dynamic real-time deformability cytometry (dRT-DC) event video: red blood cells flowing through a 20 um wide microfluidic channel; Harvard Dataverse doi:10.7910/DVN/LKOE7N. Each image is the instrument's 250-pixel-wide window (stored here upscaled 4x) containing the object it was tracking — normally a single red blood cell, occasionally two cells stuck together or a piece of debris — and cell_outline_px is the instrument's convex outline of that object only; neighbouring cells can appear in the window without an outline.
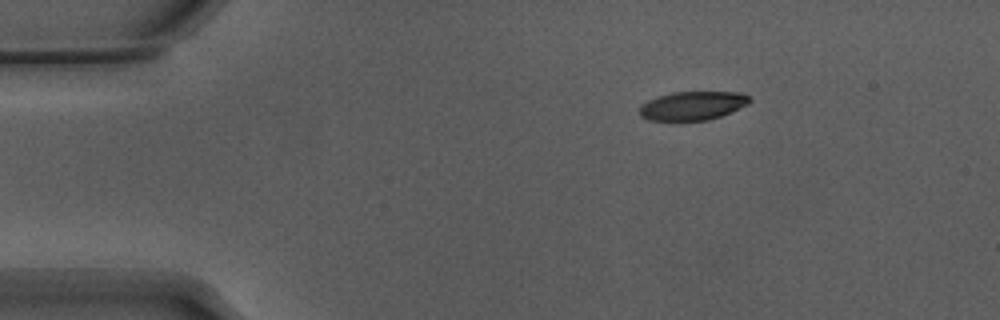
{"species": "Egyptian fruit bat (a non-hibernating species)", "species_latin": "Rousettus aegyptiacus", "temperature_condition": "warm", "stored_images_in_passage": 30, "camera_frame_rate_fps": 3000, "um_per_image_px": 0.085, "animal": {"sex": "male"}, "frame": {"image": 1, "passage_image": 1, "time_ms": 0.0, "image_size_px": [1000, 320], "cell_outline_px": [[752, 100], [748, 104], [720, 116], [708, 120], [648, 120], [640, 116], [640, 104], [648, 100], [672, 92], [740, 92], [748, 96]], "centroid_in_image_um": [58.86, 8.98], "position_along_channel_um": 26.1, "area_um2": 18.26}}
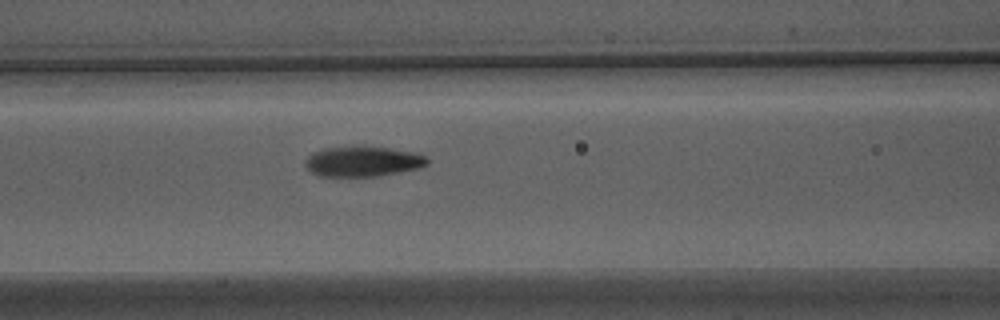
{"frame": {"image": 2, "passage_image": 15, "time_ms": 4.667, "image_size_px": [1000, 320], "cell_outline_px": [[428, 164], [420, 168], [372, 176], [320, 176], [312, 172], [304, 164], [304, 160], [312, 152], [324, 148], [364, 144], [416, 152], [424, 156], [428, 160]], "centroid_in_image_um": [30.82, 13.68], "position_along_channel_um": 135.8, "area_um2": 21.85}}
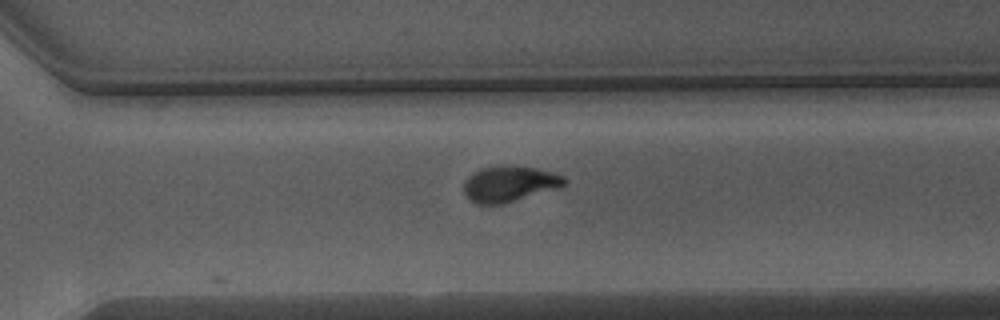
{"frame": {"image": 3, "passage_image": 30, "time_ms": 9.667, "image_size_px": [1000, 320], "cell_outline_px": [[568, 180], [564, 184], [556, 188], [504, 204], [476, 204], [464, 192], [464, 180], [472, 172], [480, 168], [496, 164], [504, 164], [536, 168], [552, 172], [564, 176]], "centroid_in_image_um": [43.27, 15.59], "position_along_channel_um": 327.3, "area_um2": 21.15}}